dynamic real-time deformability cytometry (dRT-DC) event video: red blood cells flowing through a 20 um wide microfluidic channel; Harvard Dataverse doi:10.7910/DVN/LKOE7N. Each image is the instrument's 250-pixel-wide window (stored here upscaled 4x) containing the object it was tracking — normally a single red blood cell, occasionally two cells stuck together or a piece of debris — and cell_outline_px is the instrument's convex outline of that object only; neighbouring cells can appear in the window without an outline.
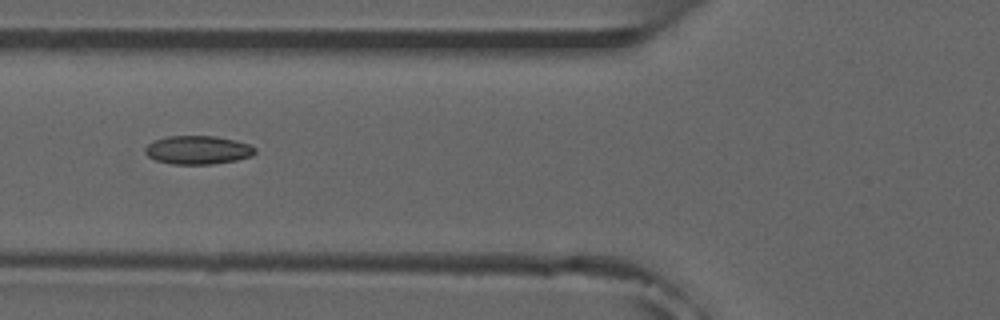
{"species": "common noctule bat (a hibernating species)", "species_latin": "Nyctalus noctula", "temperature_condition": "room temperature", "stored_images_in_passage": 5, "camera_frame_rate_fps": 3000, "um_per_image_px": 0.085, "animal": {"sex": "male", "forearm_length_mm": 52.5}, "frame": {"image": 1, "passage_image": 4, "time_ms": 3.333, "image_size_px": [1000, 320], "cell_outline_px": [[256, 152], [252, 156], [236, 160], [212, 164], [172, 164], [156, 160], [148, 156], [144, 152], [144, 148], [148, 144], [156, 140], [168, 136], [216, 136], [236, 140], [248, 144], [256, 148]], "centroid_in_image_um": [16.83, 12.75], "position_along_channel_um": 109.0, "area_um2": 18.26}}
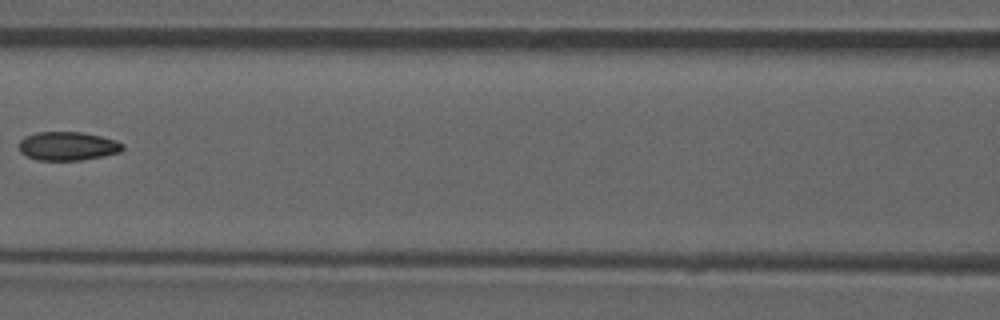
{"frame": {"image": 2, "passage_image": 5, "time_ms": 4.667, "image_size_px": [1000, 320], "cell_outline_px": [[124, 148], [120, 152], [104, 156], [80, 160], [40, 160], [24, 156], [20, 152], [20, 140], [24, 136], [36, 132], [80, 132], [100, 136], [116, 140], [124, 144]], "centroid_in_image_um": [5.75, 12.42], "position_along_channel_um": 160.9, "area_um2": 17.4}}